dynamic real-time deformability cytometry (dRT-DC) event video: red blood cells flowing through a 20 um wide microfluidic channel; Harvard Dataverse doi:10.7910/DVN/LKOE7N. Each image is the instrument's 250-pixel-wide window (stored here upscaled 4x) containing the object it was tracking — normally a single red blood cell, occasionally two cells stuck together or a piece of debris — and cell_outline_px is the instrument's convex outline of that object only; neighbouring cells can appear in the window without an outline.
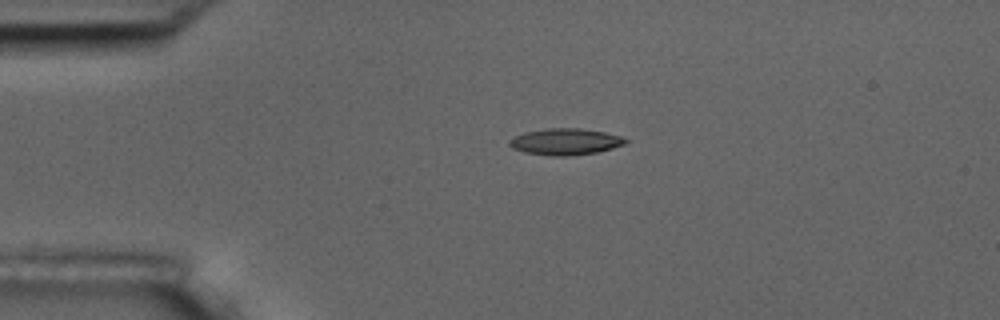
{"species": "common noctule bat (a hibernating species)", "species_latin": "Nyctalus noctula", "temperature_condition": "room temperature", "stored_images_in_passage": 44, "camera_frame_rate_fps": 3000, "um_per_image_px": 0.085, "animal": {"sex": "male", "body_mass_g": 17.5, "forearm_length_mm": 52.3}, "frame": {"image": 1, "passage_image": 1, "time_ms": 0.0, "image_size_px": [1000, 320], "cell_outline_px": [[628, 140], [624, 144], [612, 148], [596, 152], [564, 156], [556, 156], [524, 152], [512, 148], [508, 144], [508, 140], [524, 132], [548, 128], [580, 128], [604, 132], [620, 136]], "centroid_in_image_um": [48.02, 12.03], "position_along_channel_um": 37.0, "area_um2": 17.69}}
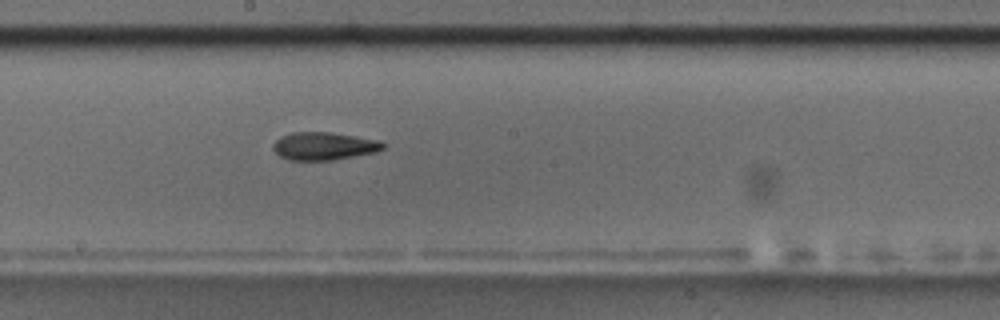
{"frame": {"image": 2, "passage_image": 19, "time_ms": 6.0, "image_size_px": [1000, 320], "cell_outline_px": [[388, 144], [384, 148], [376, 152], [332, 160], [288, 160], [280, 156], [272, 148], [272, 144], [280, 136], [292, 132], [328, 132], [356, 136], [380, 140]], "centroid_in_image_um": [27.55, 12.41], "position_along_channel_um": 220.7, "area_um2": 17.98}}
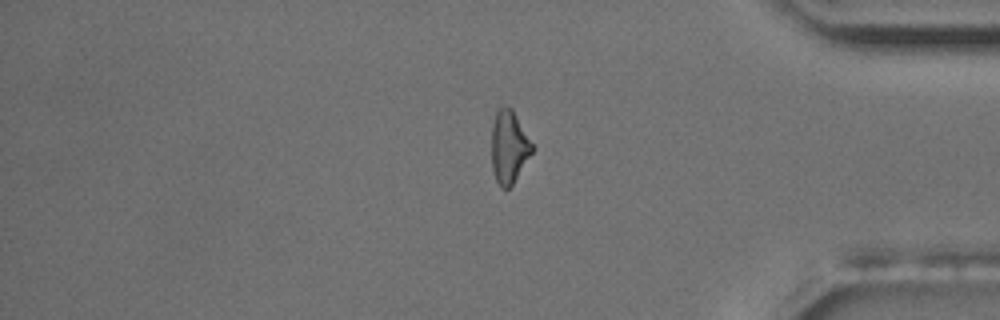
{"frame": {"image": 3, "passage_image": 35, "time_ms": 11.333, "image_size_px": [1000, 320], "cell_outline_px": [[532, 152], [512, 184], [508, 188], [500, 188], [496, 180], [492, 168], [492, 124], [496, 112], [500, 108], [512, 108], [532, 144]], "centroid_in_image_um": [43.24, 12.5], "position_along_channel_um": 392.0, "area_um2": 16.7}, "authors_computed_cell_mechanics": {"area_um2": 17.629, "velocity_mm_per_s": 3.6411, "shape_relaxation_time_tau1_ms": 4.4502, "shape_relaxation_time_tau2_ms": 5.168, "deformation_change_tau1": 0.1918, "deformation_change_tau2": 0.156}}